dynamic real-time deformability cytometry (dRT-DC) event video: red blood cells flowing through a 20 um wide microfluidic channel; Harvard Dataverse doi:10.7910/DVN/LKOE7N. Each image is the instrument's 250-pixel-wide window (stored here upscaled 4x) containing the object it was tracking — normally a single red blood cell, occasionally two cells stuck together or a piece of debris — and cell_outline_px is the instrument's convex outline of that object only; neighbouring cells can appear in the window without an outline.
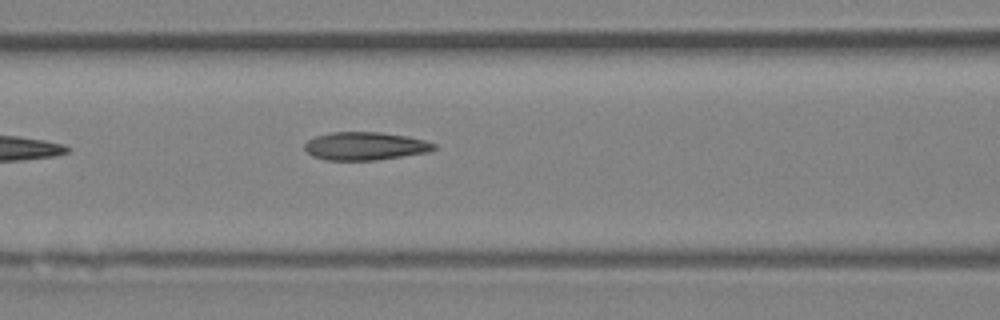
{"species": "Egyptian fruit bat (a non-hibernating species)", "species_latin": "Rousettus aegyptiacus", "temperature_condition": "room temperature", "stored_images_in_passage": 5, "camera_frame_rate_fps": 3000, "um_per_image_px": 0.085, "animal": {"sex": "female"}, "frame": {"image": 1, "passage_image": 5, "time_ms": 4.667, "image_size_px": [1000, 320], "cell_outline_px": [[436, 148], [428, 152], [376, 160], [324, 160], [312, 156], [304, 148], [304, 144], [308, 140], [316, 136], [332, 132], [380, 132], [408, 136], [424, 140], [436, 144]], "centroid_in_image_um": [31.03, 12.41], "position_along_channel_um": 135.6, "area_um2": 21.15}}